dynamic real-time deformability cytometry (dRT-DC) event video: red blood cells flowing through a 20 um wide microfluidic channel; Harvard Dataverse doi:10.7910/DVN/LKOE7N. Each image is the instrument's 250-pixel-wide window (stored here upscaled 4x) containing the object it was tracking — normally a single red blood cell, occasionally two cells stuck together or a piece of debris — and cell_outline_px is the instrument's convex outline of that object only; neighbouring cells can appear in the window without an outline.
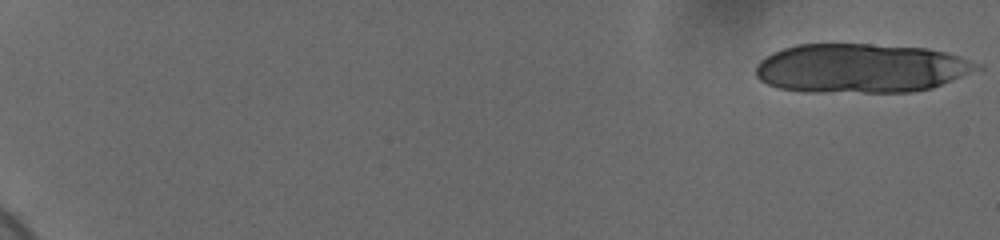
{"species": "human", "species_latin": "Homo sapiens", "temperature_condition": "cold", "stored_images_in_passage": 13, "camera_frame_rate_fps": 3000, "um_per_image_px": 0.085, "donor": {"sex": "female"}, "frame": {"image": 1, "passage_image": 1, "time_ms": 0.0, "image_size_px": [1000, 240], "cell_outline_px": [[984, 68], [932, 88], [912, 92], [800, 92], [776, 88], [760, 80], [756, 76], [756, 64], [760, 60], [784, 48], [796, 44], [868, 44], [928, 48], [960, 56], [984, 64]], "centroid_in_image_um": [73.21, 5.81], "position_along_channel_um": 11.8, "area_um2": 63.93}}